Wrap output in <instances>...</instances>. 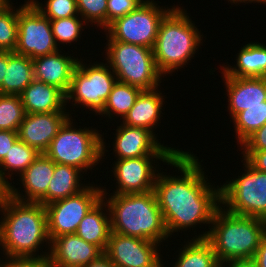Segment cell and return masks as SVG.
I'll list each match as a JSON object with an SVG mask.
<instances>
[{
	"label": "cell",
	"instance_id": "cell-1",
	"mask_svg": "<svg viewBox=\"0 0 266 267\" xmlns=\"http://www.w3.org/2000/svg\"><path fill=\"white\" fill-rule=\"evenodd\" d=\"M202 161L193 152L186 151L175 154L166 163L176 172L178 169L181 175L172 176L167 171L157 173L153 191L170 238L175 232L193 230L196 226L210 227L221 206L220 185L208 180Z\"/></svg>",
	"mask_w": 266,
	"mask_h": 267
},
{
	"label": "cell",
	"instance_id": "cell-2",
	"mask_svg": "<svg viewBox=\"0 0 266 267\" xmlns=\"http://www.w3.org/2000/svg\"><path fill=\"white\" fill-rule=\"evenodd\" d=\"M0 252L11 257H48L51 241L48 235L46 208L41 203L22 202L5 191L0 192ZM2 218V219H1ZM45 242V243H44ZM45 250L43 251V246ZM48 244V245H47ZM41 250L42 252L37 254ZM46 253V254H45Z\"/></svg>",
	"mask_w": 266,
	"mask_h": 267
},
{
	"label": "cell",
	"instance_id": "cell-3",
	"mask_svg": "<svg viewBox=\"0 0 266 267\" xmlns=\"http://www.w3.org/2000/svg\"><path fill=\"white\" fill-rule=\"evenodd\" d=\"M102 199L109 209L111 232L162 245L161 242L168 240L169 235L154 191L103 194Z\"/></svg>",
	"mask_w": 266,
	"mask_h": 267
},
{
	"label": "cell",
	"instance_id": "cell-4",
	"mask_svg": "<svg viewBox=\"0 0 266 267\" xmlns=\"http://www.w3.org/2000/svg\"><path fill=\"white\" fill-rule=\"evenodd\" d=\"M208 229L193 238H206L219 263L224 266L234 260L253 259L261 240L266 236V220L236 215L220 206Z\"/></svg>",
	"mask_w": 266,
	"mask_h": 267
},
{
	"label": "cell",
	"instance_id": "cell-5",
	"mask_svg": "<svg viewBox=\"0 0 266 267\" xmlns=\"http://www.w3.org/2000/svg\"><path fill=\"white\" fill-rule=\"evenodd\" d=\"M187 14L183 6L176 5L160 24L153 54L155 65L164 77L187 67L201 48L203 33Z\"/></svg>",
	"mask_w": 266,
	"mask_h": 267
},
{
	"label": "cell",
	"instance_id": "cell-6",
	"mask_svg": "<svg viewBox=\"0 0 266 267\" xmlns=\"http://www.w3.org/2000/svg\"><path fill=\"white\" fill-rule=\"evenodd\" d=\"M70 117L59 129L44 152L54 163L76 167L83 173L92 170L99 162L104 161L108 150L104 134L87 126L77 128ZM100 132V133H99Z\"/></svg>",
	"mask_w": 266,
	"mask_h": 267
},
{
	"label": "cell",
	"instance_id": "cell-7",
	"mask_svg": "<svg viewBox=\"0 0 266 267\" xmlns=\"http://www.w3.org/2000/svg\"><path fill=\"white\" fill-rule=\"evenodd\" d=\"M105 35L107 43L104 60L116 75L117 81L142 90L160 87L164 76L155 65L153 49L114 41L107 33Z\"/></svg>",
	"mask_w": 266,
	"mask_h": 267
},
{
	"label": "cell",
	"instance_id": "cell-8",
	"mask_svg": "<svg viewBox=\"0 0 266 267\" xmlns=\"http://www.w3.org/2000/svg\"><path fill=\"white\" fill-rule=\"evenodd\" d=\"M81 60L78 61L66 93V108L70 101L72 108L81 106V110L88 109L94 115H99L105 108L117 77L107 63L94 61L87 64Z\"/></svg>",
	"mask_w": 266,
	"mask_h": 267
},
{
	"label": "cell",
	"instance_id": "cell-9",
	"mask_svg": "<svg viewBox=\"0 0 266 267\" xmlns=\"http://www.w3.org/2000/svg\"><path fill=\"white\" fill-rule=\"evenodd\" d=\"M244 173L220 184L221 206L230 213L266 220V172L254 169L245 159Z\"/></svg>",
	"mask_w": 266,
	"mask_h": 267
},
{
	"label": "cell",
	"instance_id": "cell-10",
	"mask_svg": "<svg viewBox=\"0 0 266 267\" xmlns=\"http://www.w3.org/2000/svg\"><path fill=\"white\" fill-rule=\"evenodd\" d=\"M175 6L163 8L159 1L141 4L131 13L117 18L104 32L114 41L153 49L162 20Z\"/></svg>",
	"mask_w": 266,
	"mask_h": 267
},
{
	"label": "cell",
	"instance_id": "cell-11",
	"mask_svg": "<svg viewBox=\"0 0 266 267\" xmlns=\"http://www.w3.org/2000/svg\"><path fill=\"white\" fill-rule=\"evenodd\" d=\"M102 185L90 184L76 195L45 205L50 241L75 234L83 217L102 199Z\"/></svg>",
	"mask_w": 266,
	"mask_h": 267
},
{
	"label": "cell",
	"instance_id": "cell-12",
	"mask_svg": "<svg viewBox=\"0 0 266 267\" xmlns=\"http://www.w3.org/2000/svg\"><path fill=\"white\" fill-rule=\"evenodd\" d=\"M24 1L18 7V41L14 52L33 60L59 51L50 19L43 16L29 0Z\"/></svg>",
	"mask_w": 266,
	"mask_h": 267
},
{
	"label": "cell",
	"instance_id": "cell-13",
	"mask_svg": "<svg viewBox=\"0 0 266 267\" xmlns=\"http://www.w3.org/2000/svg\"><path fill=\"white\" fill-rule=\"evenodd\" d=\"M172 157H136L115 159L111 170L116 182L113 193L102 186L103 194L145 193L153 191L160 166L157 160L167 163ZM156 160V162H155ZM155 165V166H154Z\"/></svg>",
	"mask_w": 266,
	"mask_h": 267
},
{
	"label": "cell",
	"instance_id": "cell-14",
	"mask_svg": "<svg viewBox=\"0 0 266 267\" xmlns=\"http://www.w3.org/2000/svg\"><path fill=\"white\" fill-rule=\"evenodd\" d=\"M159 246L150 240L111 232L104 254L115 267H162Z\"/></svg>",
	"mask_w": 266,
	"mask_h": 267
},
{
	"label": "cell",
	"instance_id": "cell-15",
	"mask_svg": "<svg viewBox=\"0 0 266 267\" xmlns=\"http://www.w3.org/2000/svg\"><path fill=\"white\" fill-rule=\"evenodd\" d=\"M113 145L114 156L117 159L136 157H173L186 151L171 148L159 142L158 138L149 130L132 127L122 123L116 127Z\"/></svg>",
	"mask_w": 266,
	"mask_h": 267
},
{
	"label": "cell",
	"instance_id": "cell-16",
	"mask_svg": "<svg viewBox=\"0 0 266 267\" xmlns=\"http://www.w3.org/2000/svg\"><path fill=\"white\" fill-rule=\"evenodd\" d=\"M33 114L26 113L18 129V138L28 146L44 153L64 123L72 117L71 111Z\"/></svg>",
	"mask_w": 266,
	"mask_h": 267
},
{
	"label": "cell",
	"instance_id": "cell-17",
	"mask_svg": "<svg viewBox=\"0 0 266 267\" xmlns=\"http://www.w3.org/2000/svg\"><path fill=\"white\" fill-rule=\"evenodd\" d=\"M55 163L45 154L40 155L33 163L19 176L20 189L15 187V182L5 191L12 198L22 202L38 203L47 193L49 183L53 177ZM22 186V187H21Z\"/></svg>",
	"mask_w": 266,
	"mask_h": 267
},
{
	"label": "cell",
	"instance_id": "cell-18",
	"mask_svg": "<svg viewBox=\"0 0 266 267\" xmlns=\"http://www.w3.org/2000/svg\"><path fill=\"white\" fill-rule=\"evenodd\" d=\"M104 252L76 234H64L51 241L49 260L52 267H83Z\"/></svg>",
	"mask_w": 266,
	"mask_h": 267
},
{
	"label": "cell",
	"instance_id": "cell-19",
	"mask_svg": "<svg viewBox=\"0 0 266 267\" xmlns=\"http://www.w3.org/2000/svg\"><path fill=\"white\" fill-rule=\"evenodd\" d=\"M222 73L228 97L227 112L233 118L247 107L266 105V77H233Z\"/></svg>",
	"mask_w": 266,
	"mask_h": 267
},
{
	"label": "cell",
	"instance_id": "cell-20",
	"mask_svg": "<svg viewBox=\"0 0 266 267\" xmlns=\"http://www.w3.org/2000/svg\"><path fill=\"white\" fill-rule=\"evenodd\" d=\"M62 53L59 50L53 54L35 58L32 62L34 79L53 85L66 94L79 59L69 55V53Z\"/></svg>",
	"mask_w": 266,
	"mask_h": 267
},
{
	"label": "cell",
	"instance_id": "cell-21",
	"mask_svg": "<svg viewBox=\"0 0 266 267\" xmlns=\"http://www.w3.org/2000/svg\"><path fill=\"white\" fill-rule=\"evenodd\" d=\"M159 88L143 90L136 99L133 107L122 120V124L141 127L151 131L156 137L155 129L161 122L162 110H164L165 95ZM163 107V108H162Z\"/></svg>",
	"mask_w": 266,
	"mask_h": 267
},
{
	"label": "cell",
	"instance_id": "cell-22",
	"mask_svg": "<svg viewBox=\"0 0 266 267\" xmlns=\"http://www.w3.org/2000/svg\"><path fill=\"white\" fill-rule=\"evenodd\" d=\"M26 113L66 112V94L59 88L34 79L20 94Z\"/></svg>",
	"mask_w": 266,
	"mask_h": 267
},
{
	"label": "cell",
	"instance_id": "cell-23",
	"mask_svg": "<svg viewBox=\"0 0 266 267\" xmlns=\"http://www.w3.org/2000/svg\"><path fill=\"white\" fill-rule=\"evenodd\" d=\"M237 53L236 65L220 66L221 72L233 77H266V46L259 42H250Z\"/></svg>",
	"mask_w": 266,
	"mask_h": 267
},
{
	"label": "cell",
	"instance_id": "cell-24",
	"mask_svg": "<svg viewBox=\"0 0 266 267\" xmlns=\"http://www.w3.org/2000/svg\"><path fill=\"white\" fill-rule=\"evenodd\" d=\"M111 233L110 214L107 204L101 199L81 220L76 235L88 243L106 250Z\"/></svg>",
	"mask_w": 266,
	"mask_h": 267
},
{
	"label": "cell",
	"instance_id": "cell-25",
	"mask_svg": "<svg viewBox=\"0 0 266 267\" xmlns=\"http://www.w3.org/2000/svg\"><path fill=\"white\" fill-rule=\"evenodd\" d=\"M82 174L87 173H83L73 166L55 163L54 174L47 193L38 203L45 206L51 202L78 194L89 185V182L88 184L82 183L84 176Z\"/></svg>",
	"mask_w": 266,
	"mask_h": 267
},
{
	"label": "cell",
	"instance_id": "cell-26",
	"mask_svg": "<svg viewBox=\"0 0 266 267\" xmlns=\"http://www.w3.org/2000/svg\"><path fill=\"white\" fill-rule=\"evenodd\" d=\"M39 155L40 152L36 148L28 146L18 138L0 162V190L6 191L12 184L8 179L13 181V174L20 176Z\"/></svg>",
	"mask_w": 266,
	"mask_h": 267
},
{
	"label": "cell",
	"instance_id": "cell-27",
	"mask_svg": "<svg viewBox=\"0 0 266 267\" xmlns=\"http://www.w3.org/2000/svg\"><path fill=\"white\" fill-rule=\"evenodd\" d=\"M33 80L32 59L8 51V65L2 83V94L20 95Z\"/></svg>",
	"mask_w": 266,
	"mask_h": 267
},
{
	"label": "cell",
	"instance_id": "cell-28",
	"mask_svg": "<svg viewBox=\"0 0 266 267\" xmlns=\"http://www.w3.org/2000/svg\"><path fill=\"white\" fill-rule=\"evenodd\" d=\"M184 241L172 267H223L206 238H191Z\"/></svg>",
	"mask_w": 266,
	"mask_h": 267
},
{
	"label": "cell",
	"instance_id": "cell-29",
	"mask_svg": "<svg viewBox=\"0 0 266 267\" xmlns=\"http://www.w3.org/2000/svg\"><path fill=\"white\" fill-rule=\"evenodd\" d=\"M142 91L139 87L116 81L99 115L110 120L120 116V120H123Z\"/></svg>",
	"mask_w": 266,
	"mask_h": 267
},
{
	"label": "cell",
	"instance_id": "cell-30",
	"mask_svg": "<svg viewBox=\"0 0 266 267\" xmlns=\"http://www.w3.org/2000/svg\"><path fill=\"white\" fill-rule=\"evenodd\" d=\"M232 121L236 143L241 145L250 135L266 124V105L247 107V110L237 113Z\"/></svg>",
	"mask_w": 266,
	"mask_h": 267
},
{
	"label": "cell",
	"instance_id": "cell-31",
	"mask_svg": "<svg viewBox=\"0 0 266 267\" xmlns=\"http://www.w3.org/2000/svg\"><path fill=\"white\" fill-rule=\"evenodd\" d=\"M7 0L0 7V51L14 52L18 41V7Z\"/></svg>",
	"mask_w": 266,
	"mask_h": 267
},
{
	"label": "cell",
	"instance_id": "cell-32",
	"mask_svg": "<svg viewBox=\"0 0 266 267\" xmlns=\"http://www.w3.org/2000/svg\"><path fill=\"white\" fill-rule=\"evenodd\" d=\"M25 115L20 95L0 94V130L18 132Z\"/></svg>",
	"mask_w": 266,
	"mask_h": 267
},
{
	"label": "cell",
	"instance_id": "cell-33",
	"mask_svg": "<svg viewBox=\"0 0 266 267\" xmlns=\"http://www.w3.org/2000/svg\"><path fill=\"white\" fill-rule=\"evenodd\" d=\"M52 33L57 46L64 44L76 43L81 40V34L87 29L88 24L81 16H72L69 18L50 20ZM84 25H86L84 27Z\"/></svg>",
	"mask_w": 266,
	"mask_h": 267
},
{
	"label": "cell",
	"instance_id": "cell-34",
	"mask_svg": "<svg viewBox=\"0 0 266 267\" xmlns=\"http://www.w3.org/2000/svg\"><path fill=\"white\" fill-rule=\"evenodd\" d=\"M35 8L50 20L80 16L77 0H46L45 5L38 0H29Z\"/></svg>",
	"mask_w": 266,
	"mask_h": 267
},
{
	"label": "cell",
	"instance_id": "cell-35",
	"mask_svg": "<svg viewBox=\"0 0 266 267\" xmlns=\"http://www.w3.org/2000/svg\"><path fill=\"white\" fill-rule=\"evenodd\" d=\"M77 9L82 19L102 31L106 29L107 0H77ZM94 24V25H93Z\"/></svg>",
	"mask_w": 266,
	"mask_h": 267
},
{
	"label": "cell",
	"instance_id": "cell-36",
	"mask_svg": "<svg viewBox=\"0 0 266 267\" xmlns=\"http://www.w3.org/2000/svg\"><path fill=\"white\" fill-rule=\"evenodd\" d=\"M141 4L139 0H107L106 28L117 18L136 10Z\"/></svg>",
	"mask_w": 266,
	"mask_h": 267
},
{
	"label": "cell",
	"instance_id": "cell-37",
	"mask_svg": "<svg viewBox=\"0 0 266 267\" xmlns=\"http://www.w3.org/2000/svg\"><path fill=\"white\" fill-rule=\"evenodd\" d=\"M0 258V267H52L49 257H11ZM5 261V262H4Z\"/></svg>",
	"mask_w": 266,
	"mask_h": 267
},
{
	"label": "cell",
	"instance_id": "cell-38",
	"mask_svg": "<svg viewBox=\"0 0 266 267\" xmlns=\"http://www.w3.org/2000/svg\"><path fill=\"white\" fill-rule=\"evenodd\" d=\"M242 151L266 150V124L250 135L241 145Z\"/></svg>",
	"mask_w": 266,
	"mask_h": 267
},
{
	"label": "cell",
	"instance_id": "cell-39",
	"mask_svg": "<svg viewBox=\"0 0 266 267\" xmlns=\"http://www.w3.org/2000/svg\"><path fill=\"white\" fill-rule=\"evenodd\" d=\"M241 152L242 159H245L254 169L266 172V150Z\"/></svg>",
	"mask_w": 266,
	"mask_h": 267
},
{
	"label": "cell",
	"instance_id": "cell-40",
	"mask_svg": "<svg viewBox=\"0 0 266 267\" xmlns=\"http://www.w3.org/2000/svg\"><path fill=\"white\" fill-rule=\"evenodd\" d=\"M17 139L18 132L0 130V162L8 154L10 148L13 146Z\"/></svg>",
	"mask_w": 266,
	"mask_h": 267
},
{
	"label": "cell",
	"instance_id": "cell-41",
	"mask_svg": "<svg viewBox=\"0 0 266 267\" xmlns=\"http://www.w3.org/2000/svg\"><path fill=\"white\" fill-rule=\"evenodd\" d=\"M253 260L257 263L258 267H266V236L261 240Z\"/></svg>",
	"mask_w": 266,
	"mask_h": 267
},
{
	"label": "cell",
	"instance_id": "cell-42",
	"mask_svg": "<svg viewBox=\"0 0 266 267\" xmlns=\"http://www.w3.org/2000/svg\"><path fill=\"white\" fill-rule=\"evenodd\" d=\"M8 65V51H0V94H2V83Z\"/></svg>",
	"mask_w": 266,
	"mask_h": 267
},
{
	"label": "cell",
	"instance_id": "cell-43",
	"mask_svg": "<svg viewBox=\"0 0 266 267\" xmlns=\"http://www.w3.org/2000/svg\"><path fill=\"white\" fill-rule=\"evenodd\" d=\"M83 267H115L111 260L103 253L97 260Z\"/></svg>",
	"mask_w": 266,
	"mask_h": 267
},
{
	"label": "cell",
	"instance_id": "cell-44",
	"mask_svg": "<svg viewBox=\"0 0 266 267\" xmlns=\"http://www.w3.org/2000/svg\"><path fill=\"white\" fill-rule=\"evenodd\" d=\"M223 267H258V265L253 259H244L231 261Z\"/></svg>",
	"mask_w": 266,
	"mask_h": 267
},
{
	"label": "cell",
	"instance_id": "cell-45",
	"mask_svg": "<svg viewBox=\"0 0 266 267\" xmlns=\"http://www.w3.org/2000/svg\"><path fill=\"white\" fill-rule=\"evenodd\" d=\"M228 2L230 1L231 3V5H239L240 6V3H244V5L247 3H260V4H264V5H266V0H227ZM232 3H234V4H232Z\"/></svg>",
	"mask_w": 266,
	"mask_h": 267
},
{
	"label": "cell",
	"instance_id": "cell-46",
	"mask_svg": "<svg viewBox=\"0 0 266 267\" xmlns=\"http://www.w3.org/2000/svg\"><path fill=\"white\" fill-rule=\"evenodd\" d=\"M142 4L153 2L154 0H139Z\"/></svg>",
	"mask_w": 266,
	"mask_h": 267
},
{
	"label": "cell",
	"instance_id": "cell-47",
	"mask_svg": "<svg viewBox=\"0 0 266 267\" xmlns=\"http://www.w3.org/2000/svg\"><path fill=\"white\" fill-rule=\"evenodd\" d=\"M7 0H0V7L6 2Z\"/></svg>",
	"mask_w": 266,
	"mask_h": 267
}]
</instances>
